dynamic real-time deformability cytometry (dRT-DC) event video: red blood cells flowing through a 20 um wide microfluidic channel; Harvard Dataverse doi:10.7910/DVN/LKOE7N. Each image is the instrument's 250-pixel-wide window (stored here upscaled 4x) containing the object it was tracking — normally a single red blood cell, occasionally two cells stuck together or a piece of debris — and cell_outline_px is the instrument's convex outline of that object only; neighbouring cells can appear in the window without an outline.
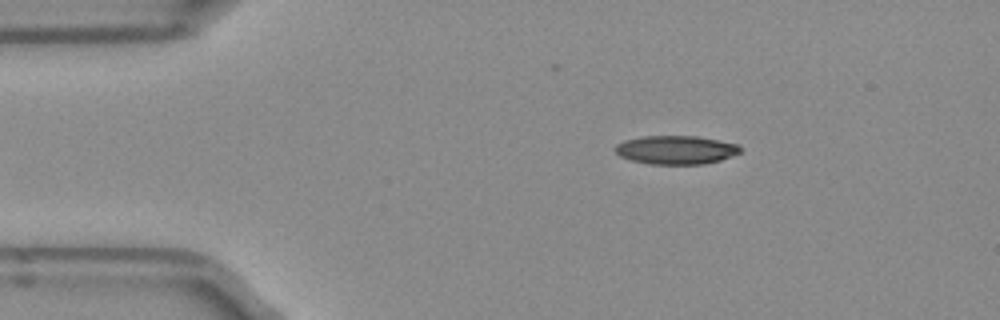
{"species": "Egyptian fruit bat (a non-hibernating species)", "species_latin": "Rousettus aegyptiacus", "temperature_condition": "room temperature", "stored_images_in_passage": 43, "camera_frame_rate_fps": 3000, "um_per_image_px": 0.085, "frame": {"image": 1, "passage_image": 1, "time_ms": 0.0, "image_size_px": [1000, 320], "cell_outline_px": [[740, 152], [720, 160], [704, 164], [648, 164], [632, 160], [620, 156], [616, 152], [616, 144], [624, 140], [644, 136], [696, 136], [740, 144]], "centroid_in_image_um": [57.46, 12.74], "position_along_channel_um": 27.5, "area_um2": 20.75}}
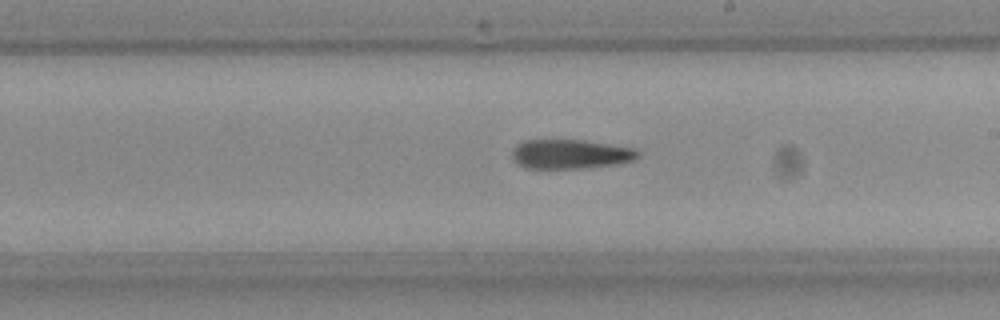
{"frame": {"image": 2, "passage_image": 21, "time_ms": 6.667, "image_size_px": [1000, 320], "cell_outline_px": [[640, 156], [632, 160], [612, 164], [576, 168], [524, 168], [512, 156], [512, 148], [516, 144], [524, 140], [584, 140], [636, 148], [640, 152]], "centroid_in_image_um": [48.48, 13.08], "position_along_channel_um": 240.5, "area_um2": 21.33}}
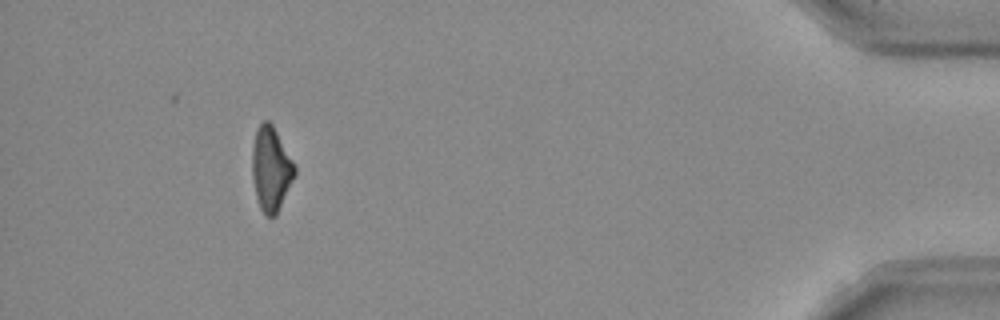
{"frame": {"image": 3, "passage_image": 39, "time_ms": 12.667, "image_size_px": [1000, 320], "cell_outline_px": [[296, 176], [276, 216], [264, 216], [260, 208], [256, 196], [252, 176], [252, 148], [256, 128], [264, 120], [268, 120], [272, 124], [292, 160], [296, 168]], "centroid_in_image_um": [23.03, 14.38], "position_along_channel_um": 412.2, "area_um2": 20.98}, "authors_computed_cell_mechanics": {"area_um2": 21.4438, "velocity_mm_per_s": 3.9739, "shape_relaxation_time_tau1_ms": 8.7608, "shape_relaxation_time_tau2_ms": null, "deformation_change_tau1": 0.2299, "deformation_change_tau2": null}}